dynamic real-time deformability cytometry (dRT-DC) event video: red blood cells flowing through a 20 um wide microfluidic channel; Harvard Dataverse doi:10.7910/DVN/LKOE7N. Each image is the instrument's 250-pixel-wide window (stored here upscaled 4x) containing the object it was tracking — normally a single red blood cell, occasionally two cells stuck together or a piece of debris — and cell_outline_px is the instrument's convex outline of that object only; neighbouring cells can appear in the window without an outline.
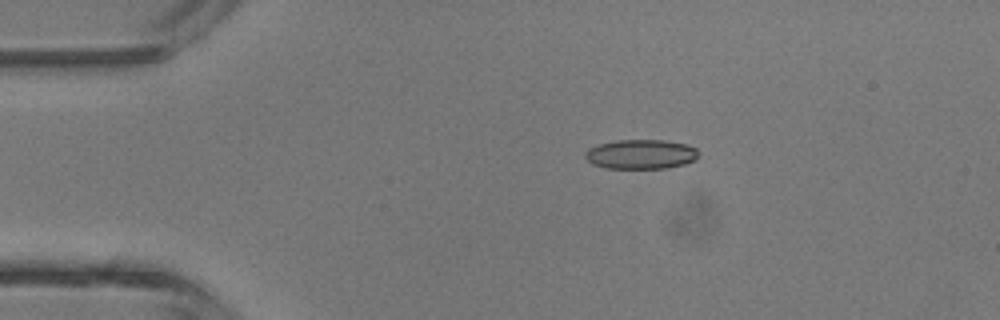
{"species": "common noctule bat (a hibernating species)", "species_latin": "Nyctalus noctula", "temperature_condition": "room temperature", "stored_images_in_passage": 4, "camera_frame_rate_fps": 3000, "um_per_image_px": 0.085, "animal": {"sex": "male", "body_mass_g": 13.3}, "frame": {"image": 1, "passage_image": 3, "time_ms": 2.333, "image_size_px": [1000, 320], "cell_outline_px": [[700, 152], [696, 160], [684, 164], [668, 168], [604, 168], [592, 164], [584, 156], [584, 152], [588, 148], [600, 144], [616, 140], [664, 140], [688, 144], [696, 148]], "centroid_in_image_um": [54.5, 13.11], "position_along_channel_um": 30.5, "area_um2": 19.71}}